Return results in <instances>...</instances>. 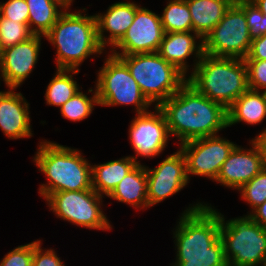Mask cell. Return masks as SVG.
Wrapping results in <instances>:
<instances>
[{
	"label": "cell",
	"instance_id": "cb8c5ba5",
	"mask_svg": "<svg viewBox=\"0 0 266 266\" xmlns=\"http://www.w3.org/2000/svg\"><path fill=\"white\" fill-rule=\"evenodd\" d=\"M25 1L29 9L28 27L33 35L45 36L62 15L63 10H66L54 0Z\"/></svg>",
	"mask_w": 266,
	"mask_h": 266
},
{
	"label": "cell",
	"instance_id": "e575fe53",
	"mask_svg": "<svg viewBox=\"0 0 266 266\" xmlns=\"http://www.w3.org/2000/svg\"><path fill=\"white\" fill-rule=\"evenodd\" d=\"M244 60H266V34L252 39L250 50Z\"/></svg>",
	"mask_w": 266,
	"mask_h": 266
},
{
	"label": "cell",
	"instance_id": "f1b7e54d",
	"mask_svg": "<svg viewBox=\"0 0 266 266\" xmlns=\"http://www.w3.org/2000/svg\"><path fill=\"white\" fill-rule=\"evenodd\" d=\"M238 191L247 204H250L251 212L266 201V166Z\"/></svg>",
	"mask_w": 266,
	"mask_h": 266
},
{
	"label": "cell",
	"instance_id": "836d02e7",
	"mask_svg": "<svg viewBox=\"0 0 266 266\" xmlns=\"http://www.w3.org/2000/svg\"><path fill=\"white\" fill-rule=\"evenodd\" d=\"M41 240L34 241L32 266H65L53 249H42Z\"/></svg>",
	"mask_w": 266,
	"mask_h": 266
},
{
	"label": "cell",
	"instance_id": "9a60e30c",
	"mask_svg": "<svg viewBox=\"0 0 266 266\" xmlns=\"http://www.w3.org/2000/svg\"><path fill=\"white\" fill-rule=\"evenodd\" d=\"M149 208L178 193L189 183L181 150L166 157L153 169L145 166Z\"/></svg>",
	"mask_w": 266,
	"mask_h": 266
},
{
	"label": "cell",
	"instance_id": "6da1fadb",
	"mask_svg": "<svg viewBox=\"0 0 266 266\" xmlns=\"http://www.w3.org/2000/svg\"><path fill=\"white\" fill-rule=\"evenodd\" d=\"M178 220L173 231L176 260L171 266H228L217 209L198 202L188 207Z\"/></svg>",
	"mask_w": 266,
	"mask_h": 266
},
{
	"label": "cell",
	"instance_id": "8d00e7d4",
	"mask_svg": "<svg viewBox=\"0 0 266 266\" xmlns=\"http://www.w3.org/2000/svg\"><path fill=\"white\" fill-rule=\"evenodd\" d=\"M254 3L258 9L262 12L263 15L266 16V0H250Z\"/></svg>",
	"mask_w": 266,
	"mask_h": 266
},
{
	"label": "cell",
	"instance_id": "ffe728a7",
	"mask_svg": "<svg viewBox=\"0 0 266 266\" xmlns=\"http://www.w3.org/2000/svg\"><path fill=\"white\" fill-rule=\"evenodd\" d=\"M266 118V92L247 89L227 108V126L240 122L255 125Z\"/></svg>",
	"mask_w": 266,
	"mask_h": 266
},
{
	"label": "cell",
	"instance_id": "d6a6232c",
	"mask_svg": "<svg viewBox=\"0 0 266 266\" xmlns=\"http://www.w3.org/2000/svg\"><path fill=\"white\" fill-rule=\"evenodd\" d=\"M0 15L13 21L28 25L29 9L25 0L0 2Z\"/></svg>",
	"mask_w": 266,
	"mask_h": 266
},
{
	"label": "cell",
	"instance_id": "f546056e",
	"mask_svg": "<svg viewBox=\"0 0 266 266\" xmlns=\"http://www.w3.org/2000/svg\"><path fill=\"white\" fill-rule=\"evenodd\" d=\"M244 12L252 39L266 34V16L251 1L237 4Z\"/></svg>",
	"mask_w": 266,
	"mask_h": 266
},
{
	"label": "cell",
	"instance_id": "4fadbf2b",
	"mask_svg": "<svg viewBox=\"0 0 266 266\" xmlns=\"http://www.w3.org/2000/svg\"><path fill=\"white\" fill-rule=\"evenodd\" d=\"M154 112L136 114L129 126V136L136 156H131L137 162L139 156L154 158L162 153L168 144L170 132L162 110L154 107Z\"/></svg>",
	"mask_w": 266,
	"mask_h": 266
},
{
	"label": "cell",
	"instance_id": "f35d334b",
	"mask_svg": "<svg viewBox=\"0 0 266 266\" xmlns=\"http://www.w3.org/2000/svg\"><path fill=\"white\" fill-rule=\"evenodd\" d=\"M259 138L263 142L265 149H266V128H263L262 132H260L256 137Z\"/></svg>",
	"mask_w": 266,
	"mask_h": 266
},
{
	"label": "cell",
	"instance_id": "ba28073f",
	"mask_svg": "<svg viewBox=\"0 0 266 266\" xmlns=\"http://www.w3.org/2000/svg\"><path fill=\"white\" fill-rule=\"evenodd\" d=\"M97 74L95 89L99 106L134 105L136 114L150 111L151 103L119 57L107 55Z\"/></svg>",
	"mask_w": 266,
	"mask_h": 266
},
{
	"label": "cell",
	"instance_id": "ac0fdd59",
	"mask_svg": "<svg viewBox=\"0 0 266 266\" xmlns=\"http://www.w3.org/2000/svg\"><path fill=\"white\" fill-rule=\"evenodd\" d=\"M157 53L187 76V72H189L188 70L190 69L188 67L190 66L186 59L191 55L197 58L194 60L195 62L192 65L193 68H191L193 72L195 66L204 54L203 39L195 32L165 33Z\"/></svg>",
	"mask_w": 266,
	"mask_h": 266
},
{
	"label": "cell",
	"instance_id": "9c48e42d",
	"mask_svg": "<svg viewBox=\"0 0 266 266\" xmlns=\"http://www.w3.org/2000/svg\"><path fill=\"white\" fill-rule=\"evenodd\" d=\"M102 197L93 188L81 191H59L47 199L56 217L76 226L95 230H111L107 216L101 209Z\"/></svg>",
	"mask_w": 266,
	"mask_h": 266
},
{
	"label": "cell",
	"instance_id": "603a6c76",
	"mask_svg": "<svg viewBox=\"0 0 266 266\" xmlns=\"http://www.w3.org/2000/svg\"><path fill=\"white\" fill-rule=\"evenodd\" d=\"M188 4L193 32L202 39L220 22L231 7L228 0H185Z\"/></svg>",
	"mask_w": 266,
	"mask_h": 266
},
{
	"label": "cell",
	"instance_id": "2e32d148",
	"mask_svg": "<svg viewBox=\"0 0 266 266\" xmlns=\"http://www.w3.org/2000/svg\"><path fill=\"white\" fill-rule=\"evenodd\" d=\"M43 36L33 35L28 40L2 49L0 55V80L6 87L18 88L33 72L38 62Z\"/></svg>",
	"mask_w": 266,
	"mask_h": 266
},
{
	"label": "cell",
	"instance_id": "8992f818",
	"mask_svg": "<svg viewBox=\"0 0 266 266\" xmlns=\"http://www.w3.org/2000/svg\"><path fill=\"white\" fill-rule=\"evenodd\" d=\"M114 56L127 65L142 94L154 106H159L187 82V77L157 52Z\"/></svg>",
	"mask_w": 266,
	"mask_h": 266
},
{
	"label": "cell",
	"instance_id": "8fae6325",
	"mask_svg": "<svg viewBox=\"0 0 266 266\" xmlns=\"http://www.w3.org/2000/svg\"><path fill=\"white\" fill-rule=\"evenodd\" d=\"M237 144L216 136L193 139L180 144L186 161L187 176L206 177L215 181L221 166Z\"/></svg>",
	"mask_w": 266,
	"mask_h": 266
},
{
	"label": "cell",
	"instance_id": "277c9868",
	"mask_svg": "<svg viewBox=\"0 0 266 266\" xmlns=\"http://www.w3.org/2000/svg\"><path fill=\"white\" fill-rule=\"evenodd\" d=\"M70 9L64 10L44 37L56 48L57 69L78 70L85 59L106 50L98 41L95 15L82 14L86 8L77 12Z\"/></svg>",
	"mask_w": 266,
	"mask_h": 266
},
{
	"label": "cell",
	"instance_id": "44dd1931",
	"mask_svg": "<svg viewBox=\"0 0 266 266\" xmlns=\"http://www.w3.org/2000/svg\"><path fill=\"white\" fill-rule=\"evenodd\" d=\"M140 210L149 207L145 165L138 163L107 196Z\"/></svg>",
	"mask_w": 266,
	"mask_h": 266
},
{
	"label": "cell",
	"instance_id": "4dcf8cb0",
	"mask_svg": "<svg viewBox=\"0 0 266 266\" xmlns=\"http://www.w3.org/2000/svg\"><path fill=\"white\" fill-rule=\"evenodd\" d=\"M247 66L248 88L266 92V60H244Z\"/></svg>",
	"mask_w": 266,
	"mask_h": 266
},
{
	"label": "cell",
	"instance_id": "4316f807",
	"mask_svg": "<svg viewBox=\"0 0 266 266\" xmlns=\"http://www.w3.org/2000/svg\"><path fill=\"white\" fill-rule=\"evenodd\" d=\"M93 93L88 97L82 91H78L65 104L60 107L61 116L72 121L80 122L86 119L94 109V106L99 105L96 89H89L88 93Z\"/></svg>",
	"mask_w": 266,
	"mask_h": 266
},
{
	"label": "cell",
	"instance_id": "30bf717a",
	"mask_svg": "<svg viewBox=\"0 0 266 266\" xmlns=\"http://www.w3.org/2000/svg\"><path fill=\"white\" fill-rule=\"evenodd\" d=\"M251 42L245 12L237 4H232L203 39V51L212 57L245 59Z\"/></svg>",
	"mask_w": 266,
	"mask_h": 266
},
{
	"label": "cell",
	"instance_id": "d6986e66",
	"mask_svg": "<svg viewBox=\"0 0 266 266\" xmlns=\"http://www.w3.org/2000/svg\"><path fill=\"white\" fill-rule=\"evenodd\" d=\"M138 7L135 2H116L110 5L105 13L95 15L98 41L104 50L106 45L112 49L123 38ZM104 32H109L110 35L107 37Z\"/></svg>",
	"mask_w": 266,
	"mask_h": 266
},
{
	"label": "cell",
	"instance_id": "484cf974",
	"mask_svg": "<svg viewBox=\"0 0 266 266\" xmlns=\"http://www.w3.org/2000/svg\"><path fill=\"white\" fill-rule=\"evenodd\" d=\"M161 18L165 33L193 32L188 4L185 0H167Z\"/></svg>",
	"mask_w": 266,
	"mask_h": 266
},
{
	"label": "cell",
	"instance_id": "60d3db41",
	"mask_svg": "<svg viewBox=\"0 0 266 266\" xmlns=\"http://www.w3.org/2000/svg\"><path fill=\"white\" fill-rule=\"evenodd\" d=\"M1 52H2V48H1V43H0V55H1Z\"/></svg>",
	"mask_w": 266,
	"mask_h": 266
},
{
	"label": "cell",
	"instance_id": "83f0119b",
	"mask_svg": "<svg viewBox=\"0 0 266 266\" xmlns=\"http://www.w3.org/2000/svg\"><path fill=\"white\" fill-rule=\"evenodd\" d=\"M32 36L33 34L27 24L0 15V43L2 49L22 43Z\"/></svg>",
	"mask_w": 266,
	"mask_h": 266
},
{
	"label": "cell",
	"instance_id": "7a4b0ae2",
	"mask_svg": "<svg viewBox=\"0 0 266 266\" xmlns=\"http://www.w3.org/2000/svg\"><path fill=\"white\" fill-rule=\"evenodd\" d=\"M158 107L166 118L170 135H175L179 144L216 136L228 127L227 109L199 93L188 82Z\"/></svg>",
	"mask_w": 266,
	"mask_h": 266
},
{
	"label": "cell",
	"instance_id": "1f68e13d",
	"mask_svg": "<svg viewBox=\"0 0 266 266\" xmlns=\"http://www.w3.org/2000/svg\"><path fill=\"white\" fill-rule=\"evenodd\" d=\"M34 242L20 245L8 252L0 261V266H32Z\"/></svg>",
	"mask_w": 266,
	"mask_h": 266
},
{
	"label": "cell",
	"instance_id": "ab89813d",
	"mask_svg": "<svg viewBox=\"0 0 266 266\" xmlns=\"http://www.w3.org/2000/svg\"><path fill=\"white\" fill-rule=\"evenodd\" d=\"M231 4H240L242 2L250 1V0H228Z\"/></svg>",
	"mask_w": 266,
	"mask_h": 266
},
{
	"label": "cell",
	"instance_id": "5bb4252c",
	"mask_svg": "<svg viewBox=\"0 0 266 266\" xmlns=\"http://www.w3.org/2000/svg\"><path fill=\"white\" fill-rule=\"evenodd\" d=\"M252 148L236 145L225 160L216 183L239 190L266 166V149L259 138L250 140Z\"/></svg>",
	"mask_w": 266,
	"mask_h": 266
},
{
	"label": "cell",
	"instance_id": "7402d4cb",
	"mask_svg": "<svg viewBox=\"0 0 266 266\" xmlns=\"http://www.w3.org/2000/svg\"><path fill=\"white\" fill-rule=\"evenodd\" d=\"M140 162L131 156L91 165L92 188L101 196H108L120 181Z\"/></svg>",
	"mask_w": 266,
	"mask_h": 266
},
{
	"label": "cell",
	"instance_id": "52a82bcc",
	"mask_svg": "<svg viewBox=\"0 0 266 266\" xmlns=\"http://www.w3.org/2000/svg\"><path fill=\"white\" fill-rule=\"evenodd\" d=\"M220 238L228 266H266V228L249 216L225 221L220 213Z\"/></svg>",
	"mask_w": 266,
	"mask_h": 266
},
{
	"label": "cell",
	"instance_id": "3957f363",
	"mask_svg": "<svg viewBox=\"0 0 266 266\" xmlns=\"http://www.w3.org/2000/svg\"><path fill=\"white\" fill-rule=\"evenodd\" d=\"M39 143L33 161L48 180L38 188L44 200L59 191L92 189V164L82 156L80 150L47 140Z\"/></svg>",
	"mask_w": 266,
	"mask_h": 266
},
{
	"label": "cell",
	"instance_id": "e0dca14e",
	"mask_svg": "<svg viewBox=\"0 0 266 266\" xmlns=\"http://www.w3.org/2000/svg\"><path fill=\"white\" fill-rule=\"evenodd\" d=\"M0 91V129L10 139L32 137L29 103L16 88Z\"/></svg>",
	"mask_w": 266,
	"mask_h": 266
},
{
	"label": "cell",
	"instance_id": "74e56055",
	"mask_svg": "<svg viewBox=\"0 0 266 266\" xmlns=\"http://www.w3.org/2000/svg\"><path fill=\"white\" fill-rule=\"evenodd\" d=\"M54 1L61 4L65 9H69L74 0H54Z\"/></svg>",
	"mask_w": 266,
	"mask_h": 266
},
{
	"label": "cell",
	"instance_id": "d4e9b609",
	"mask_svg": "<svg viewBox=\"0 0 266 266\" xmlns=\"http://www.w3.org/2000/svg\"><path fill=\"white\" fill-rule=\"evenodd\" d=\"M80 69H57L55 76L49 82L45 100L46 104L61 107L82 88L79 87L73 75L78 74Z\"/></svg>",
	"mask_w": 266,
	"mask_h": 266
},
{
	"label": "cell",
	"instance_id": "d590c367",
	"mask_svg": "<svg viewBox=\"0 0 266 266\" xmlns=\"http://www.w3.org/2000/svg\"><path fill=\"white\" fill-rule=\"evenodd\" d=\"M247 216L266 228V201L255 208L252 212L248 213Z\"/></svg>",
	"mask_w": 266,
	"mask_h": 266
},
{
	"label": "cell",
	"instance_id": "5b68a950",
	"mask_svg": "<svg viewBox=\"0 0 266 266\" xmlns=\"http://www.w3.org/2000/svg\"><path fill=\"white\" fill-rule=\"evenodd\" d=\"M187 82L210 100L226 109L248 89L244 59L203 54Z\"/></svg>",
	"mask_w": 266,
	"mask_h": 266
},
{
	"label": "cell",
	"instance_id": "7c38bea8",
	"mask_svg": "<svg viewBox=\"0 0 266 266\" xmlns=\"http://www.w3.org/2000/svg\"><path fill=\"white\" fill-rule=\"evenodd\" d=\"M164 35L160 14L139 6L131 26L123 38L111 49L110 54L131 55L157 52Z\"/></svg>",
	"mask_w": 266,
	"mask_h": 266
}]
</instances>
